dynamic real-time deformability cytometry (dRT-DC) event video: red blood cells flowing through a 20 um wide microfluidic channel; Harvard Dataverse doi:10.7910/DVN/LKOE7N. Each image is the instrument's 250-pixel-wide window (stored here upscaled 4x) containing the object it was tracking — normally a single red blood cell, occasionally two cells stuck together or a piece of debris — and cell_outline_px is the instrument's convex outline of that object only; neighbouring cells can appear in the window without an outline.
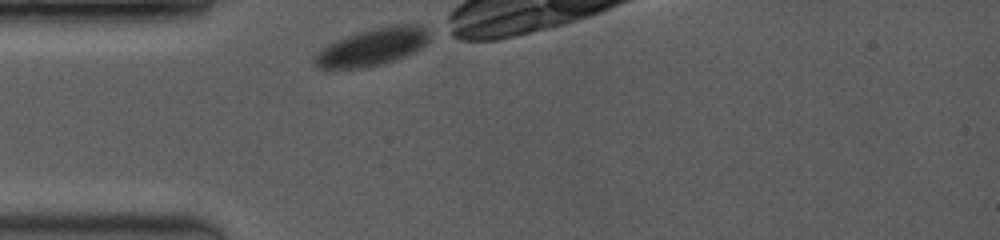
{"species": "common noctule bat (a hibernating species)", "species_latin": "Nyctalus noctula", "temperature_condition": "room temperature", "stored_images_in_passage": 9, "camera_frame_rate_fps": 3500, "um_per_image_px": 0.085, "animal": {"sex": "female", "body_mass_g": 19.0, "forearm_length_mm": 53.3}, "frame": {"image": 1, "passage_image": 1, "time_ms": 0.0, "image_size_px": [1000, 240], "cell_outline_px": [[428, 40], [420, 48], [404, 56], [392, 60], [360, 68], [320, 68], [312, 60], [312, 56], [320, 48], [336, 40], [356, 32], [372, 28], [396, 24], [420, 24], [428, 32]], "centroid_in_image_um": [31.59, 3.97], "position_along_channel_um": 53.4, "area_um2": 24.68}}
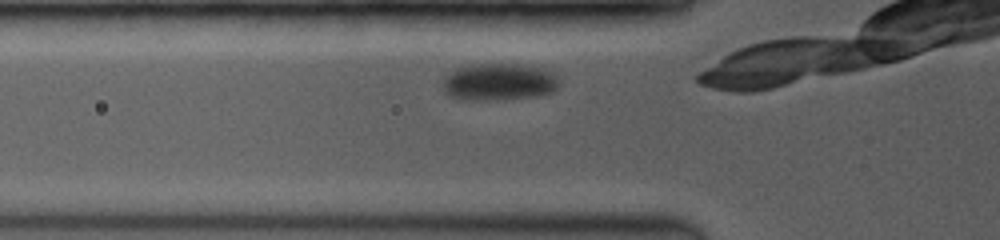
{"frame": {"image": 2, "passage_image": 4, "time_ms": 1.143, "image_size_px": [1000, 240], "cell_outline_px": [[556, 88], [552, 92], [536, 96], [488, 100], [468, 100], [448, 96], [444, 92], [444, 76], [448, 72], [456, 68], [468, 64], [528, 64], [544, 68], [556, 72]], "centroid_in_image_um": [42.39, 6.94], "position_along_channel_um": 83.4, "area_um2": 25.43}}